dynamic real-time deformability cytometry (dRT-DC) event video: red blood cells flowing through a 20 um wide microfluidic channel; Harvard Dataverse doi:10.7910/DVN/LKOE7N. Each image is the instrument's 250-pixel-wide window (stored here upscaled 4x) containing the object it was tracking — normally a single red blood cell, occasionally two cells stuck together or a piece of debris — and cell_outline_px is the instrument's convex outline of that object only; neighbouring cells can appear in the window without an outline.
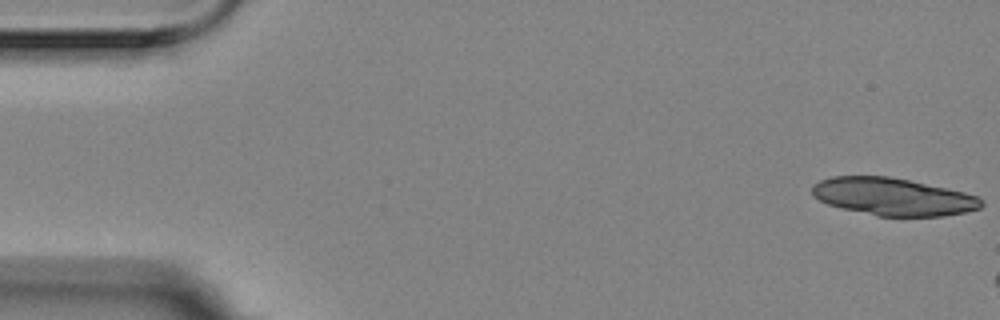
{"species": "Egyptian fruit bat (a non-hibernating species)", "species_latin": "Rousettus aegyptiacus", "temperature_condition": "room temperature", "stored_images_in_passage": 14, "camera_frame_rate_fps": 3000, "um_per_image_px": 0.085, "animal": {"sex": "female"}, "frame": {"image": 1, "passage_image": 1, "time_ms": 0.0, "image_size_px": [1000, 320], "cell_outline_px": [[984, 204], [980, 208], [964, 212], [944, 216], [876, 216], [828, 204], [812, 196], [812, 184], [820, 180], [832, 176], [888, 176], [908, 180], [964, 192], [976, 196], [984, 200]], "centroid_in_image_um": [75.89, 16.72], "position_along_channel_um": 9.1, "area_um2": 36.82}}